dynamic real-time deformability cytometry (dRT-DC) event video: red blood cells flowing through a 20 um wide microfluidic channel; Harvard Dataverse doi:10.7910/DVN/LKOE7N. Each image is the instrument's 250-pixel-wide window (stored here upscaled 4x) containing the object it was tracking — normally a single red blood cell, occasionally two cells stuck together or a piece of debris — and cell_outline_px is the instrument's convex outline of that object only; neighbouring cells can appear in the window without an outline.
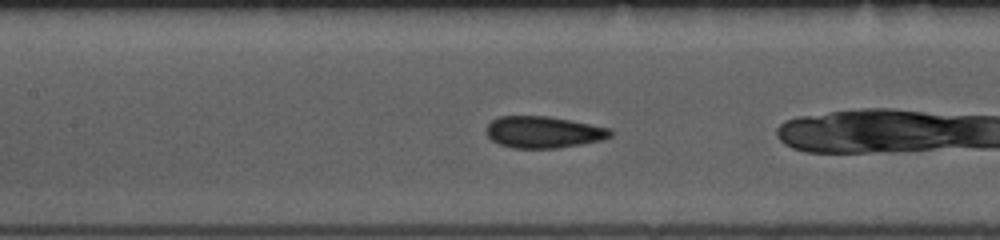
{"species": "common noctule bat (a hibernating species)", "species_latin": "Nyctalus noctula", "temperature_condition": "room temperature", "stored_images_in_passage": 36, "camera_frame_rate_fps": 3000, "um_per_image_px": 0.085, "animal": {"sex": "female", "body_mass_g": 10.0, "forearm_length_mm": 53.1}, "frame": {"image": 1, "passage_image": 18, "time_ms": 5.667, "image_size_px": [1000, 240], "cell_outline_px": [[612, 136], [604, 140], [556, 148], [512, 148], [500, 144], [492, 140], [484, 132], [488, 124], [492, 120], [500, 116], [548, 116], [612, 128]], "centroid_in_image_um": [46.2, 11.23], "position_along_channel_um": 161.2, "area_um2": 23.0}}
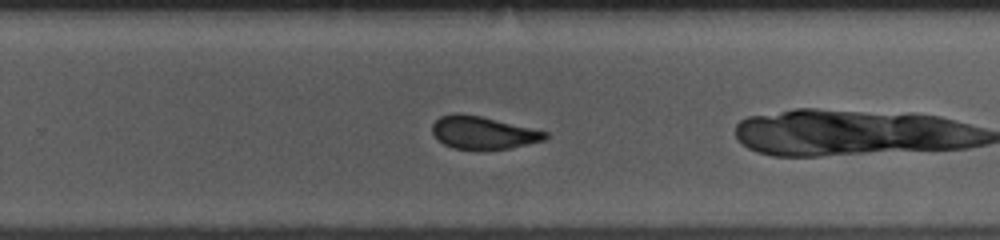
{"frame": {"image": 2, "passage_image": 28, "time_ms": 9.0, "image_size_px": [1000, 240], "cell_outline_px": [[548, 136], [544, 140], [508, 148], [452, 148], [436, 140], [432, 132], [432, 124], [440, 116], [456, 112], [460, 112], [480, 116], [548, 132]], "centroid_in_image_um": [40.99, 11.25], "position_along_channel_um": 288.8, "area_um2": 21.15}}
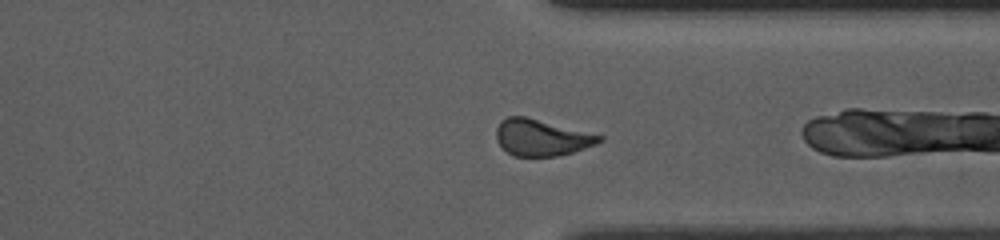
{"frame": {"image": 3, "passage_image": 34, "time_ms": 11.0, "image_size_px": [1000, 240], "cell_outline_px": [[604, 140], [596, 144], [560, 156], [512, 156], [496, 140], [496, 128], [500, 120], [508, 116], [524, 116], [604, 136]], "centroid_in_image_um": [46.01, 11.69], "position_along_channel_um": 365.4, "area_um2": 21.79}}